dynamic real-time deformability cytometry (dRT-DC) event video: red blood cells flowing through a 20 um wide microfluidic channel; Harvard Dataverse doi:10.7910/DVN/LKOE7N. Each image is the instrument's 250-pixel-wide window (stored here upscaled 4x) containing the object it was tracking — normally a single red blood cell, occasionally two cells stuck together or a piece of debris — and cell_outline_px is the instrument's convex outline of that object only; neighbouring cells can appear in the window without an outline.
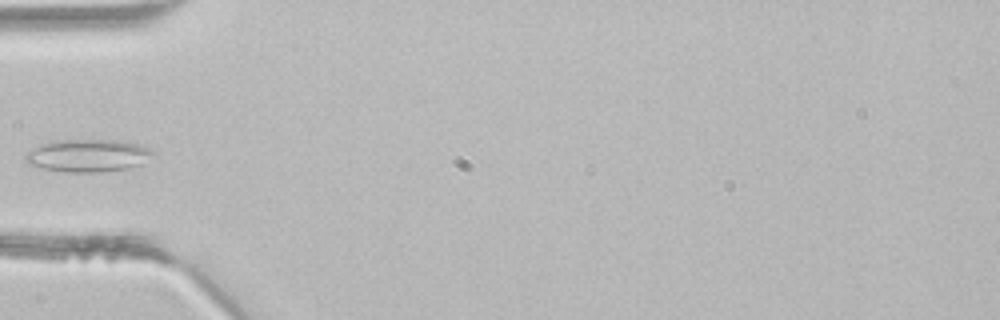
{"species": "common noctule bat (a hibernating species)", "species_latin": "Nyctalus noctula", "temperature_condition": "room temperature", "stored_images_in_passage": 2, "camera_frame_rate_fps": 3000, "um_per_image_px": 0.085, "animal": {"sex": "male", "body_mass_g": 21.5, "forearm_length_mm": 52.0}, "frame": {"image": 1, "passage_image": 2, "time_ms": 0.333, "image_size_px": [1000, 320], "cell_outline_px": [[156, 152], [140, 164], [128, 168], [100, 172], [68, 172], [44, 168], [28, 164], [24, 160], [24, 156], [28, 152], [40, 144], [56, 140], [116, 140], [136, 144], [148, 148]], "centroid_in_image_um": [7.44, 13.22], "position_along_channel_um": 77.6, "area_um2": 23.93}}